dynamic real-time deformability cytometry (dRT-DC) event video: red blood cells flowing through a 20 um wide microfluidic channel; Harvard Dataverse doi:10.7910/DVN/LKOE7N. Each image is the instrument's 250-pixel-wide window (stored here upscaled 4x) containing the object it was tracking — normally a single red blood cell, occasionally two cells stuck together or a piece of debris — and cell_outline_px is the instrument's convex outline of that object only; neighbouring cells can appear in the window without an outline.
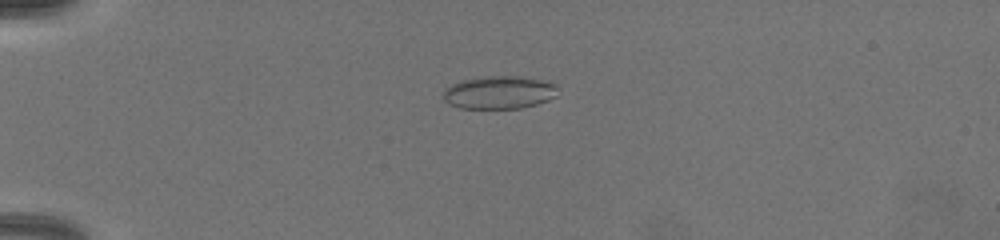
{"species": "common noctule bat (a hibernating species)", "species_latin": "Nyctalus noctula", "temperature_condition": "warm", "stored_images_in_passage": 17, "camera_frame_rate_fps": 3000, "um_per_image_px": 0.085, "animal": {"sex": "female", "body_mass_g": 19.5, "forearm_length_mm": 54.1}, "frame": {"image": 1, "passage_image": 8, "time_ms": 3.667, "image_size_px": [1000, 240], "cell_outline_px": [[556, 96], [548, 100], [536, 104], [520, 108], [460, 108], [448, 104], [444, 100], [444, 88], [452, 84], [464, 80], [488, 76], [516, 76], [552, 80], [556, 84]], "centroid_in_image_um": [42.46, 7.85], "position_along_channel_um": 42.5, "area_um2": 22.08}}
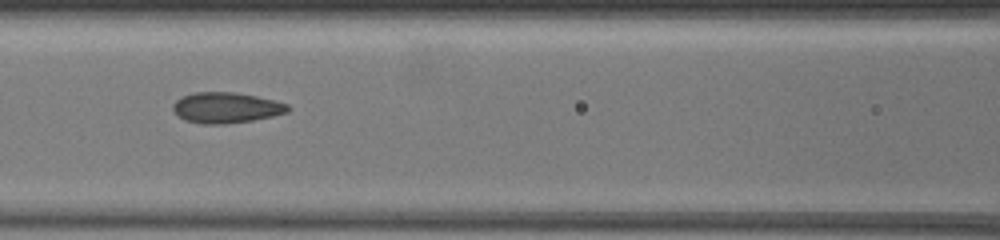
{"frame": {"image": 2, "passage_image": 15, "time_ms": 7.333, "image_size_px": [1000, 240], "cell_outline_px": [[292, 108], [288, 112], [272, 116], [252, 120], [224, 124], [200, 124], [184, 120], [172, 108], [172, 104], [176, 100], [192, 92], [232, 92], [256, 96], [288, 104]], "centroid_in_image_um": [19.22, 9.15], "position_along_channel_um": 147.4, "area_um2": 20.46}}
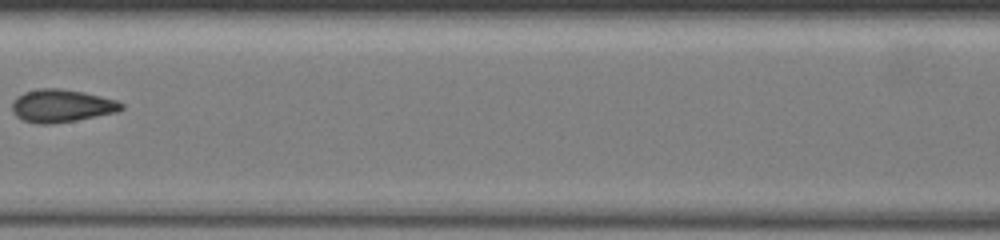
{"frame": {"image": 3, "passage_image": 17, "time_ms": 8.667, "image_size_px": [1000, 240], "cell_outline_px": [[124, 108], [116, 112], [76, 120], [52, 124], [40, 124], [24, 120], [16, 116], [12, 112], [12, 104], [16, 96], [24, 92], [40, 88], [60, 88], [84, 92], [116, 100], [124, 104]], "centroid_in_image_um": [5.22, 8.99], "position_along_channel_um": 202.2, "area_um2": 20.87}}